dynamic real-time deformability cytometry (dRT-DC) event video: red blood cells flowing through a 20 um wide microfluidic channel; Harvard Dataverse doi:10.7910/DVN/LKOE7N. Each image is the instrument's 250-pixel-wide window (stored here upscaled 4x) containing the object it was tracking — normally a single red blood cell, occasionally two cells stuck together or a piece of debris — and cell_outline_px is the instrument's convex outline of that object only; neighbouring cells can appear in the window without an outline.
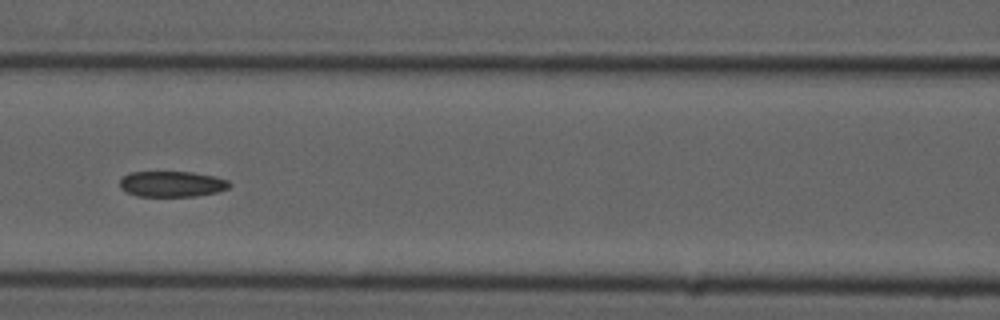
{"species": "common noctule bat (a hibernating species)", "species_latin": "Nyctalus noctula", "temperature_condition": "cold", "stored_images_in_passage": 9, "camera_frame_rate_fps": 3000, "um_per_image_px": 0.085, "animal": {"sex": "male", "forearm_length_mm": 52.5}, "frame": {"image": 1, "passage_image": 6, "time_ms": 6.0, "image_size_px": [1000, 320], "cell_outline_px": [[232, 184], [228, 188], [216, 192], [196, 196], [136, 196], [120, 188], [120, 180], [124, 176], [132, 172], [192, 172], [216, 176], [228, 180]], "centroid_in_image_um": [14.64, 15.64], "position_along_channel_um": 152.0, "area_um2": 16.42}}
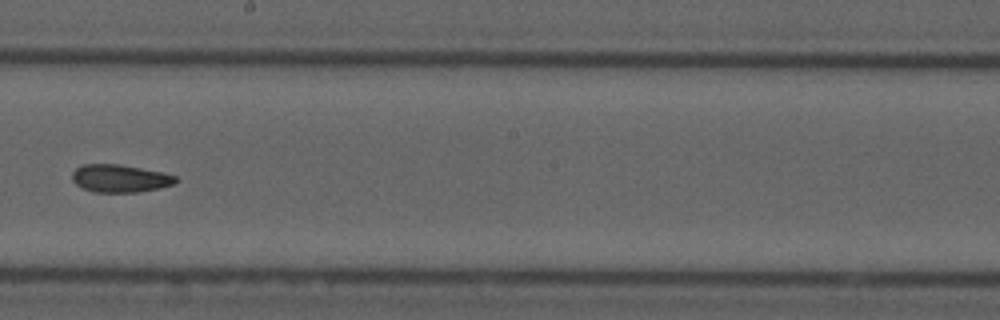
{"frame": {"image": 2, "passage_image": 8, "time_ms": 8.333, "image_size_px": [1000, 320], "cell_outline_px": [[180, 180], [172, 184], [160, 188], [140, 192], [92, 192], [76, 184], [72, 180], [72, 172], [76, 168], [84, 164], [120, 164], [164, 172], [176, 176]], "centroid_in_image_um": [10.22, 15.16], "position_along_channel_um": 238.0, "area_um2": 16.88}}
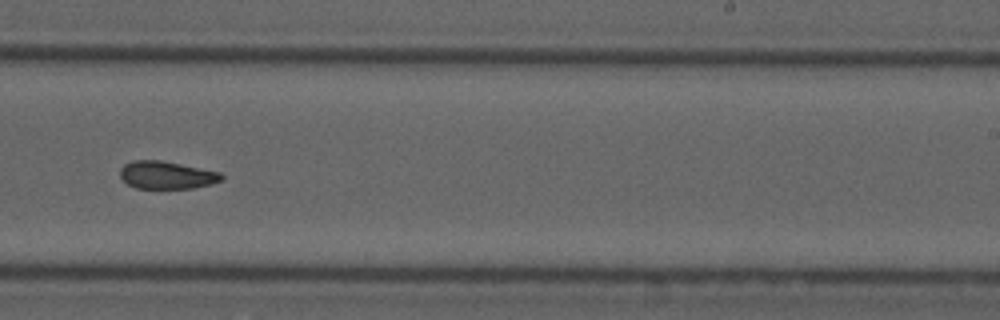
{"frame": {"image": 3, "passage_image": 9, "time_ms": 9.333, "image_size_px": [1000, 320], "cell_outline_px": [[224, 180], [212, 184], [192, 188], [136, 188], [128, 184], [120, 176], [120, 168], [124, 164], [132, 160], [160, 160], [220, 172], [224, 176]], "centroid_in_image_um": [14.17, 14.88], "position_along_channel_um": 274.8, "area_um2": 16.36}}